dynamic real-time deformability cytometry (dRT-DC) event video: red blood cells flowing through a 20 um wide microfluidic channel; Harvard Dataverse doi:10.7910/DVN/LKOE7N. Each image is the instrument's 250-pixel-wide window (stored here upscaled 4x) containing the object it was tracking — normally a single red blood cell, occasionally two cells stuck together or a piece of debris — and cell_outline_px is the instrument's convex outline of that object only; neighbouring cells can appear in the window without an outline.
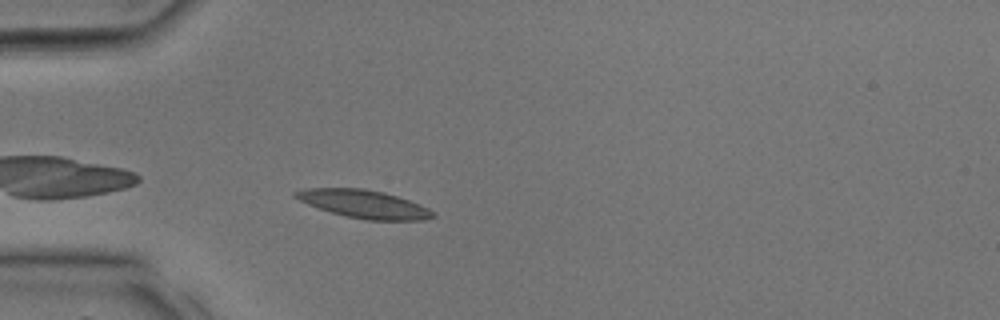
{"species": "common noctule bat (a hibernating species)", "species_latin": "Nyctalus noctula", "temperature_condition": "room temperature", "stored_images_in_passage": 24, "camera_frame_rate_fps": 3000, "um_per_image_px": 0.085, "animal": {"sex": "male", "body_mass_g": 17.9, "forearm_length_mm": 54.2}, "frame": {"image": 1, "passage_image": 1, "time_ms": 0.0, "image_size_px": [1000, 320], "cell_outline_px": [[436, 216], [424, 220], [364, 220], [332, 212], [308, 204], [292, 196], [292, 192], [304, 188], [364, 188], [384, 192], [420, 204], [436, 212]], "centroid_in_image_um": [30.95, 17.33], "position_along_channel_um": 54.1, "area_um2": 22.43}}
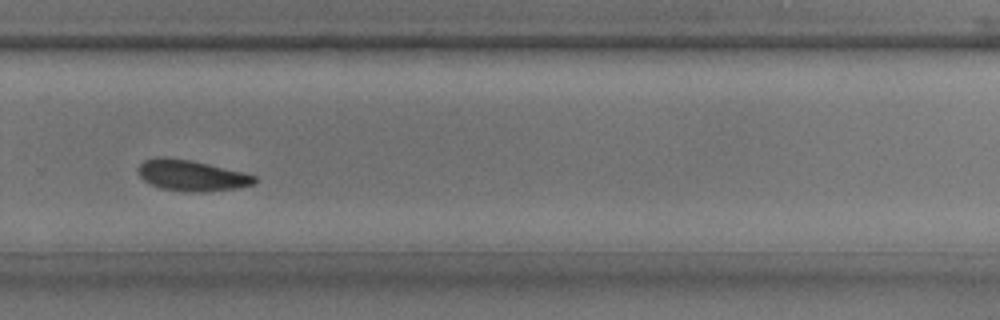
{"frame": {"image": 2, "passage_image": 14, "time_ms": 4.333, "image_size_px": [1000, 320], "cell_outline_px": [[256, 180], [252, 184], [236, 188], [204, 192], [192, 192], [160, 188], [144, 180], [136, 172], [136, 168], [144, 160], [156, 156], [164, 156], [192, 160], [244, 172], [256, 176]], "centroid_in_image_um": [16.24, 14.89], "position_along_channel_um": 313.6, "area_um2": 21.1}}
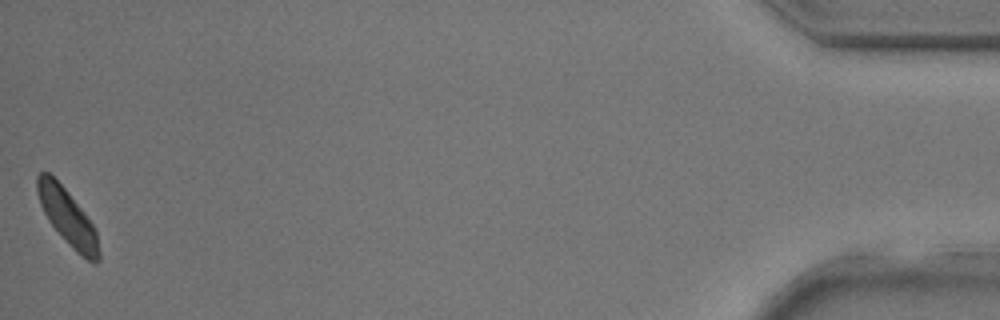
{"frame": {"image": 3, "passage_image": 24, "time_ms": 7.667, "image_size_px": [1000, 320], "cell_outline_px": [[100, 260], [96, 264], [92, 264], [80, 256], [68, 244], [48, 220], [40, 204], [36, 192], [36, 176], [40, 172], [48, 172], [68, 192], [92, 224], [96, 232], [100, 252]], "centroid_in_image_um": [5.74, 18.5], "position_along_channel_um": 429.5, "area_um2": 20.0}}